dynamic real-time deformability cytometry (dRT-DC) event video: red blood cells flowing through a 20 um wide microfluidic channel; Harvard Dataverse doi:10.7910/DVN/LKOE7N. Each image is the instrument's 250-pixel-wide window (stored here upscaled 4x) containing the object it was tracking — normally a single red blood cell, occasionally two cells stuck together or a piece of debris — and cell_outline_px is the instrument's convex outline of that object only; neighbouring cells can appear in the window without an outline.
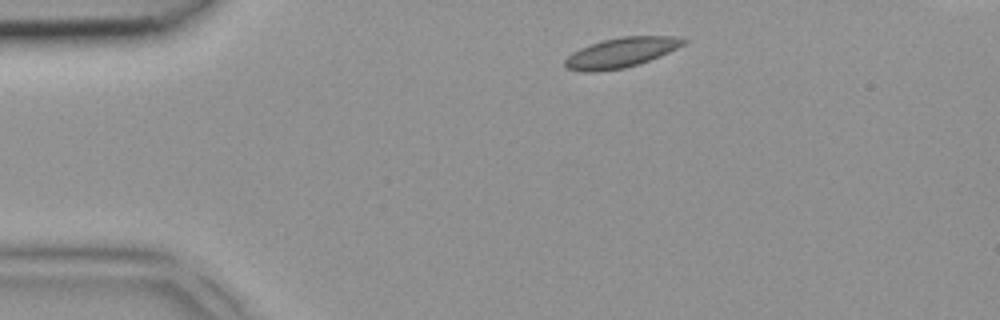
{"species": "common noctule bat (a hibernating species)", "species_latin": "Nyctalus noctula", "temperature_condition": "room temperature", "stored_images_in_passage": 5, "segment_of_instrument_passage": [2, 2], "camera_frame_rate_fps": 3000, "um_per_image_px": 0.085, "animal": {"sex": "female", "body_mass_g": 18.4}, "frame": {"image": 1, "passage_image": 5, "time_ms": 1.333, "image_size_px": [1000, 320], "cell_outline_px": [[688, 40], [684, 44], [660, 56], [640, 64], [624, 68], [596, 72], [584, 72], [568, 68], [564, 64], [564, 60], [572, 52], [580, 48], [604, 40], [620, 36], [676, 36]], "centroid_in_image_um": [52.79, 4.47], "position_along_channel_um": 32.2, "area_um2": 20.58}}